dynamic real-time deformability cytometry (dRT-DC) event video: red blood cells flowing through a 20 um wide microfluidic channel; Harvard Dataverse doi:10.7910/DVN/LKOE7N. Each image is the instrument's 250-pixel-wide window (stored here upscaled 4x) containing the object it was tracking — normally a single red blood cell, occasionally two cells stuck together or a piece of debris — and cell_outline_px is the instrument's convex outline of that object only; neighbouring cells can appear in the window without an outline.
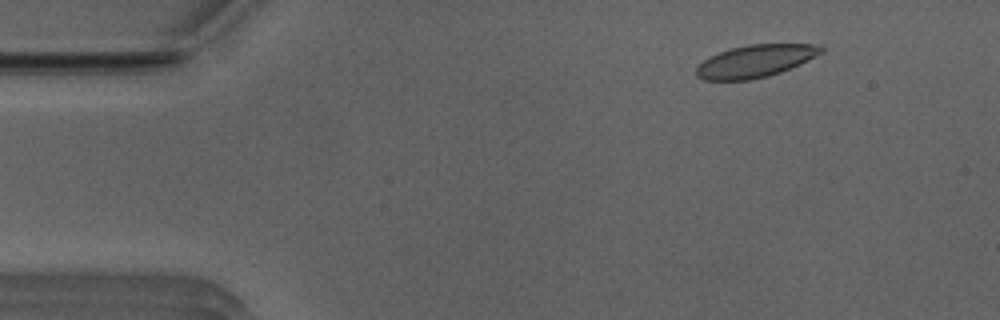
{"species": "Egyptian fruit bat (a non-hibernating species)", "species_latin": "Rousettus aegyptiacus", "temperature_condition": "room temperature", "stored_images_in_passage": 52, "camera_frame_rate_fps": 3000, "um_per_image_px": 0.085, "animal": {"sex": "male"}, "frame": {"image": 1, "passage_image": 6, "time_ms": 1.667, "image_size_px": [1000, 320], "cell_outline_px": [[824, 52], [800, 64], [780, 72], [768, 76], [748, 80], [704, 80], [696, 76], [696, 68], [704, 60], [720, 52], [732, 48], [748, 44], [820, 44], [824, 48]], "centroid_in_image_um": [64.24, 5.19], "position_along_channel_um": 20.8, "area_um2": 23.47}}
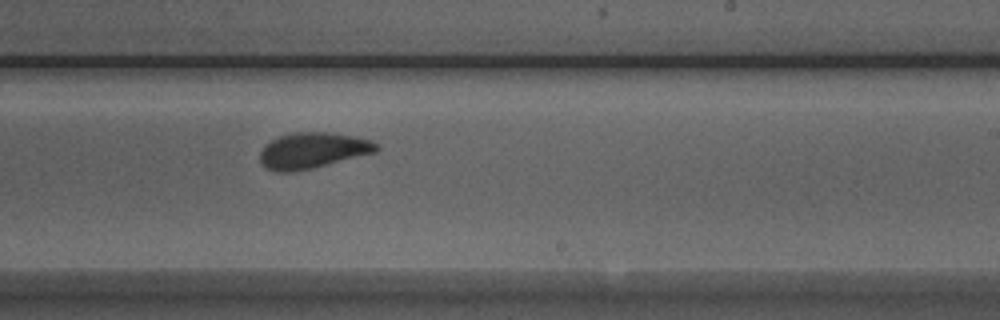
{"frame": {"image": 2, "passage_image": 31, "time_ms": 10.0, "image_size_px": [1000, 320], "cell_outline_px": [[380, 148], [376, 152], [312, 168], [288, 172], [276, 172], [264, 168], [260, 164], [260, 152], [264, 144], [280, 136], [292, 132], [324, 132], [356, 136], [372, 140], [380, 144]], "centroid_in_image_um": [26.57, 12.79], "position_along_channel_um": 262.4, "area_um2": 24.51}}
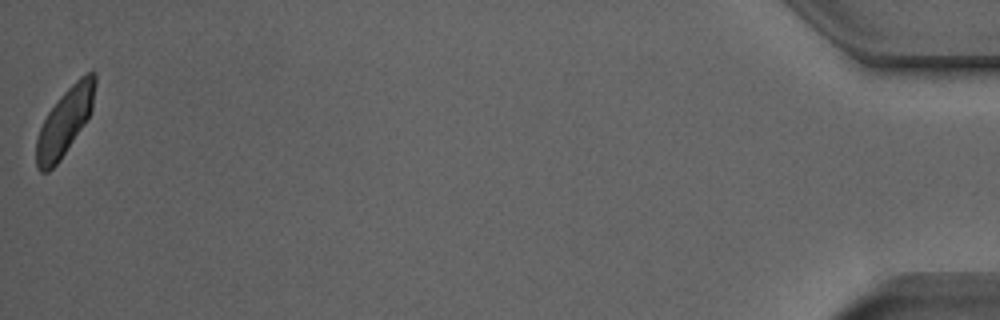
{"frame": {"image": 3, "passage_image": 52, "time_ms": 17.0, "image_size_px": [1000, 320], "cell_outline_px": [[96, 84], [92, 108], [84, 124], [60, 160], [48, 172], [40, 172], [36, 168], [36, 140], [40, 128], [48, 112], [60, 96], [80, 76], [88, 72], [96, 72]], "centroid_in_image_um": [5.5, 10.34], "position_along_channel_um": 429.7, "area_um2": 22.66}, "authors_computed_cell_mechanics": {"area_um2": 23.9581, "velocity_mm_per_s": 3.872, "shape_relaxation_time_tau1_ms": 5.1709, "shape_relaxation_time_tau2_ms": 0.8859, "deformation_change_tau1": 0.1215, "deformation_change_tau2": 0.048}}